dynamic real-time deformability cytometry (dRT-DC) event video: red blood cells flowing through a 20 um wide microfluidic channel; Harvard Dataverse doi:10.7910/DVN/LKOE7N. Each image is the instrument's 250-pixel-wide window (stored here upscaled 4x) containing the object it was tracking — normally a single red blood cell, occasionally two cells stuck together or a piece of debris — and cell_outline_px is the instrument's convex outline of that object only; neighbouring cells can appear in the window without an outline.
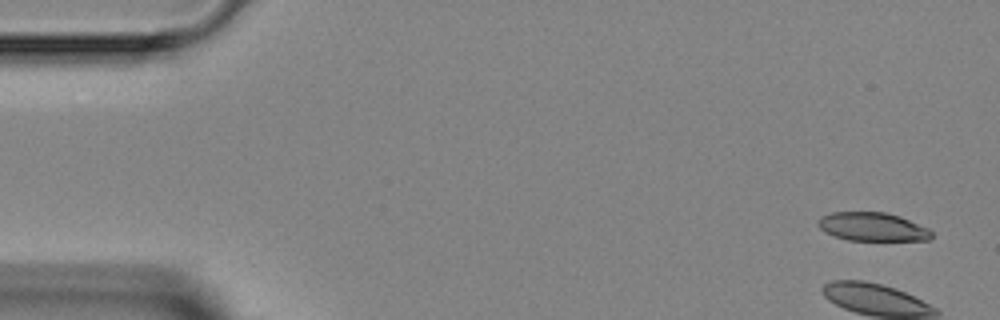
{"species": "Egyptian fruit bat (a non-hibernating species)", "species_latin": "Rousettus aegyptiacus", "temperature_condition": "room temperature", "stored_images_in_passage": 4, "camera_frame_rate_fps": 3000, "um_per_image_px": 0.085, "animal": {"sex": "female"}, "frame": {"image": 1, "passage_image": 1, "time_ms": 0.0, "image_size_px": [1000, 320], "cell_outline_px": [[932, 236], [928, 240], [848, 240], [824, 232], [816, 224], [820, 216], [832, 212], [884, 212], [900, 216], [928, 228], [932, 232]], "centroid_in_image_um": [74.13, 19.27], "position_along_channel_um": 10.9, "area_um2": 18.84}}